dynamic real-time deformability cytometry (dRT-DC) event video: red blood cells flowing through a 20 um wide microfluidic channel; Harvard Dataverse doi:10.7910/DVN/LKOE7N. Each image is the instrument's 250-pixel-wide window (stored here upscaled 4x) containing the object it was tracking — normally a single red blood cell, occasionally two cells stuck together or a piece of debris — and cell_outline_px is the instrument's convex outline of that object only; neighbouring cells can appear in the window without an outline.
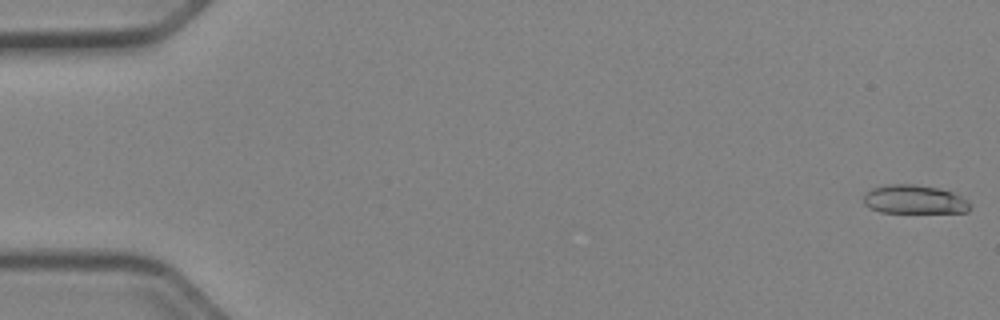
{"species": "Egyptian fruit bat (a non-hibernating species)", "species_latin": "Rousettus aegyptiacus", "temperature_condition": "cold", "stored_images_in_passage": 28, "camera_frame_rate_fps": 3000, "um_per_image_px": 0.085, "animal": {"sex": "female"}, "frame": {"image": 1, "passage_image": 1, "time_ms": 0.0, "image_size_px": [1000, 320], "cell_outline_px": [[972, 204], [968, 212], [880, 212], [868, 208], [864, 204], [864, 192], [872, 188], [892, 184], [916, 184], [940, 188], [952, 192], [968, 200]], "centroid_in_image_um": [77.72, 16.95], "position_along_channel_um": 7.3, "area_um2": 17.98}}
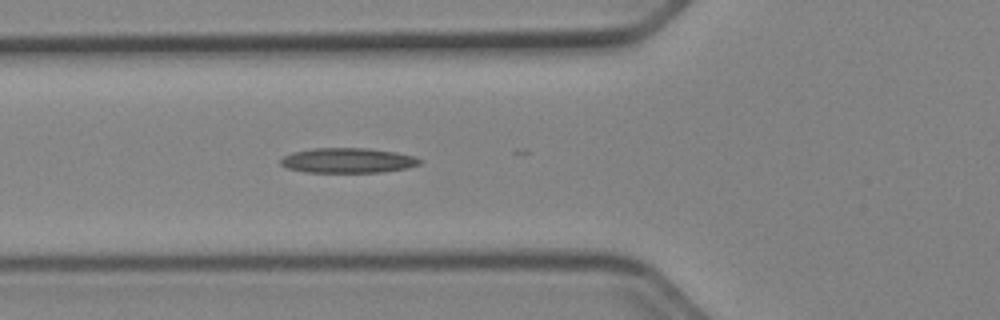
{"frame": {"image": 2, "passage_image": 20, "time_ms": 6.333, "image_size_px": [1000, 320], "cell_outline_px": [[424, 160], [420, 164], [408, 168], [380, 172], [304, 172], [288, 168], [280, 164], [280, 160], [284, 156], [292, 152], [312, 148], [368, 148], [396, 152], [416, 156]], "centroid_in_image_um": [29.6, 13.63], "position_along_channel_um": 96.2, "area_um2": 20.4}}
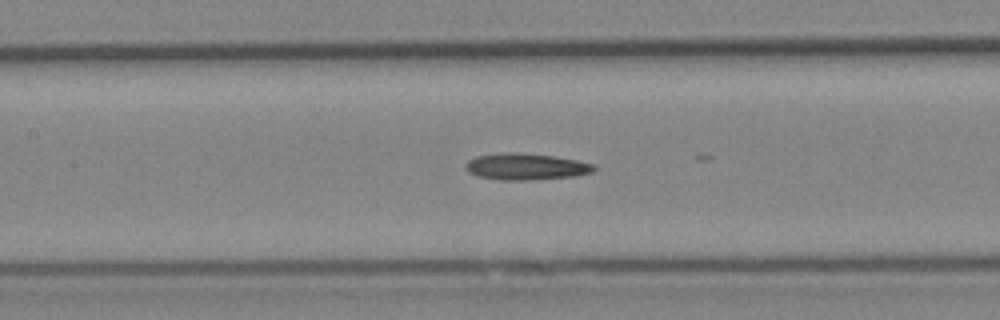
{"frame": {"image": 3, "passage_image": 25, "time_ms": 8.0, "image_size_px": [1000, 320], "cell_outline_px": [[596, 168], [592, 172], [576, 176], [532, 180], [500, 180], [476, 176], [468, 172], [464, 168], [464, 164], [468, 160], [476, 156], [500, 152], [520, 152], [552, 156], [576, 160], [596, 164]], "centroid_in_image_um": [44.67, 14.16], "position_along_channel_um": 162.7, "area_um2": 20.17}}